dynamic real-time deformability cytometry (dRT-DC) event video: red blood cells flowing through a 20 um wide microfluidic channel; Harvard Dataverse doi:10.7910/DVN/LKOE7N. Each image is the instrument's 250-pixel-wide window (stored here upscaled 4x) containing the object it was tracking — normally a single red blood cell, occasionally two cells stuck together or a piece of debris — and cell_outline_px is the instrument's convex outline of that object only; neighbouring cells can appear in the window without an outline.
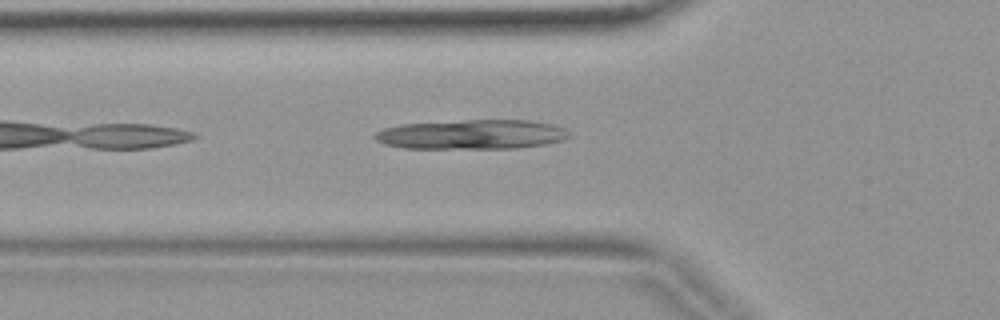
{"species": "common noctule bat (a hibernating species)", "species_latin": "Nyctalus noctula", "temperature_condition": "warm", "stored_images_in_passage": 4, "camera_frame_rate_fps": 3000, "um_per_image_px": 0.085, "animal": {"sex": "female", "body_mass_g": 19.9}, "frame": {"image": 1, "passage_image": 4, "time_ms": 1.0, "image_size_px": [1000, 320], "cell_outline_px": [[572, 136], [564, 140], [544, 144], [516, 148], [404, 148], [384, 144], [376, 140], [372, 136], [376, 132], [384, 128], [400, 124], [468, 120], [532, 120], [552, 124], [564, 128]], "centroid_in_image_um": [40.11, 11.42], "position_along_channel_um": 85.7, "area_um2": 33.52}}